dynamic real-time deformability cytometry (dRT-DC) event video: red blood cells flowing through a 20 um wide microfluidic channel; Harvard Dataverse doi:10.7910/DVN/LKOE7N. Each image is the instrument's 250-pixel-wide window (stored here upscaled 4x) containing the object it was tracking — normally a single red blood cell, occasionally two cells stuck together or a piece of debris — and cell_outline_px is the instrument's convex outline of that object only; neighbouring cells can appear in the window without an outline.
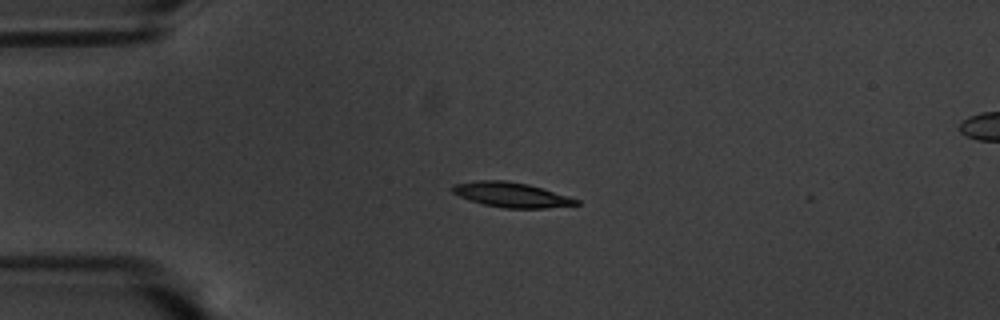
{"species": "common noctule bat (a hibernating species)", "species_latin": "Nyctalus noctula", "temperature_condition": "warm", "stored_images_in_passage": 2, "camera_frame_rate_fps": 3000, "um_per_image_px": 0.085, "animal": {"sex": "male", "body_mass_g": 20.1, "forearm_length_mm": 53.5}, "frame": {"image": 1, "passage_image": 1, "time_ms": 0.0, "image_size_px": [1000, 320], "cell_outline_px": [[580, 204], [544, 208], [504, 208], [484, 204], [460, 196], [452, 192], [452, 184], [476, 180], [504, 180], [528, 184], [568, 196], [580, 200]], "centroid_in_image_um": [43.46, 16.55], "position_along_channel_um": 41.5, "area_um2": 17.74}}